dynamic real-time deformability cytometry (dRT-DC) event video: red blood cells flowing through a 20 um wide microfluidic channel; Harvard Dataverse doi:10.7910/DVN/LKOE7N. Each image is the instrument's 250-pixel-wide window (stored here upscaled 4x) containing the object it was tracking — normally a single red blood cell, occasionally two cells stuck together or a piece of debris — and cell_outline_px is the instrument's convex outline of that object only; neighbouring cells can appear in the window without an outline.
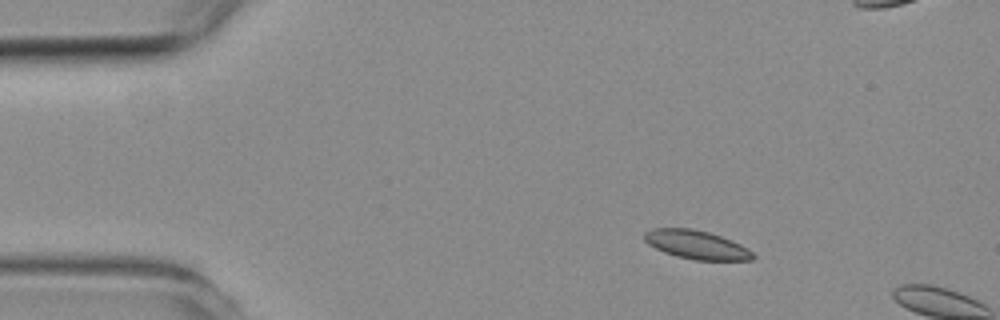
{"species": "common noctule bat (a hibernating species)", "species_latin": "Nyctalus noctula", "temperature_condition": "room temperature", "stored_images_in_passage": 3, "camera_frame_rate_fps": 3000, "um_per_image_px": 0.085, "animal": {"sex": "female", "body_mass_g": 19.3, "forearm_length_mm": 54.1}, "frame": {"image": 1, "passage_image": 2, "time_ms": 1.333, "image_size_px": [1000, 320], "cell_outline_px": [[756, 256], [752, 260], [696, 260], [676, 256], [664, 252], [648, 244], [644, 240], [644, 232], [652, 228], [692, 228], [708, 232], [732, 240], [748, 248]], "centroid_in_image_um": [59.2, 20.8], "position_along_channel_um": 25.8, "area_um2": 18.15}}